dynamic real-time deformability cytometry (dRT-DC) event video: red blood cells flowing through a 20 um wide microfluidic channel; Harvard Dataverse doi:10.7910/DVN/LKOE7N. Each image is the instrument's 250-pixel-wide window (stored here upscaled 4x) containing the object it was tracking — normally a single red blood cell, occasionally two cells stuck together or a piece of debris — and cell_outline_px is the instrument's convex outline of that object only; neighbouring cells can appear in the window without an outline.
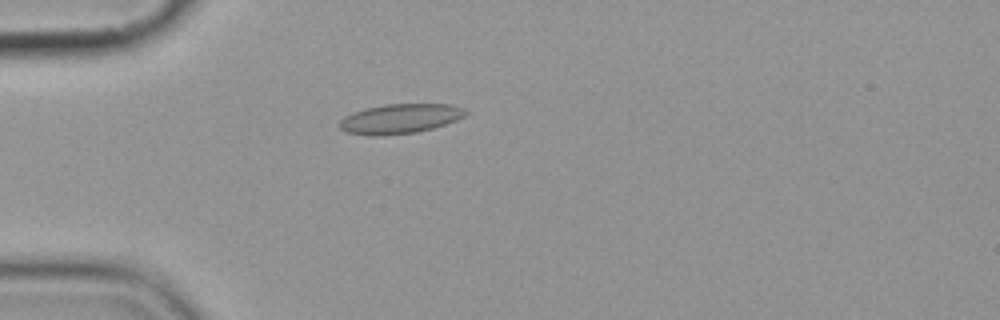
{"species": "common noctule bat (a hibernating species)", "species_latin": "Nyctalus noctula", "temperature_condition": "cold", "stored_images_in_passage": 3, "camera_frame_rate_fps": 3000, "um_per_image_px": 0.085, "animal": {"sex": "female", "body_mass_g": 19.9}, "frame": {"image": 1, "passage_image": 2, "time_ms": 1.333, "image_size_px": [1000, 320], "cell_outline_px": [[468, 112], [464, 116], [456, 120], [432, 128], [416, 132], [384, 136], [368, 136], [348, 132], [340, 128], [336, 124], [344, 116], [352, 112], [364, 108], [384, 104], [452, 104], [464, 108]], "centroid_in_image_um": [33.95, 10.09], "position_along_channel_um": 51.0, "area_um2": 22.02}}